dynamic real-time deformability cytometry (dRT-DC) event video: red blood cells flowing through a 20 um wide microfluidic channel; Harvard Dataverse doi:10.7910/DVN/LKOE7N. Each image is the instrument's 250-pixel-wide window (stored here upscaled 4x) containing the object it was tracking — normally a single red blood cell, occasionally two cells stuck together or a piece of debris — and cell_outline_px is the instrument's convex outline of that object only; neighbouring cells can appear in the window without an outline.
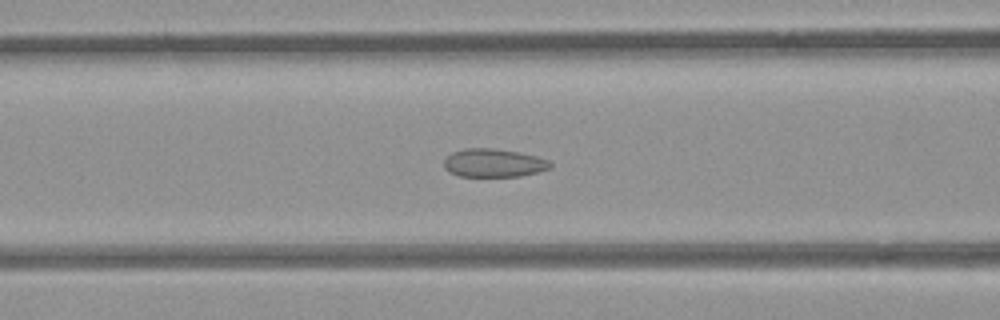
{"species": "common noctule bat (a hibernating species)", "species_latin": "Nyctalus noctula", "temperature_condition": "room temperature", "stored_images_in_passage": 45, "camera_frame_rate_fps": 3000, "um_per_image_px": 0.085, "animal": {"sex": "female", "body_mass_g": 21.9}, "frame": {"image": 1, "passage_image": 14, "time_ms": 4.333, "image_size_px": [1000, 320], "cell_outline_px": [[552, 168], [520, 176], [460, 176], [448, 172], [444, 168], [444, 160], [452, 152], [464, 148], [496, 148], [520, 152], [536, 156], [548, 160], [552, 164]], "centroid_in_image_um": [41.95, 13.84], "position_along_channel_um": 124.6, "area_um2": 17.63}}
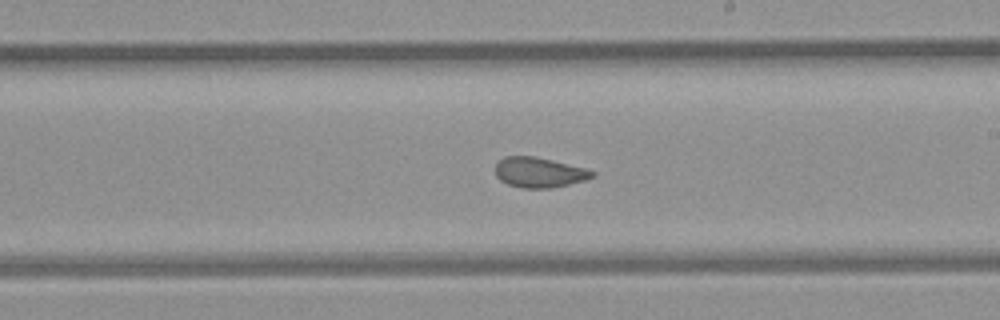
{"frame": {"image": 2, "passage_image": 23, "time_ms": 7.333, "image_size_px": [1000, 320], "cell_outline_px": [[596, 176], [584, 180], [552, 188], [524, 188], [508, 184], [500, 180], [496, 176], [496, 164], [504, 156], [536, 156], [584, 168], [596, 172]], "centroid_in_image_um": [45.83, 14.65], "position_along_channel_um": 243.2, "area_um2": 16.94}}
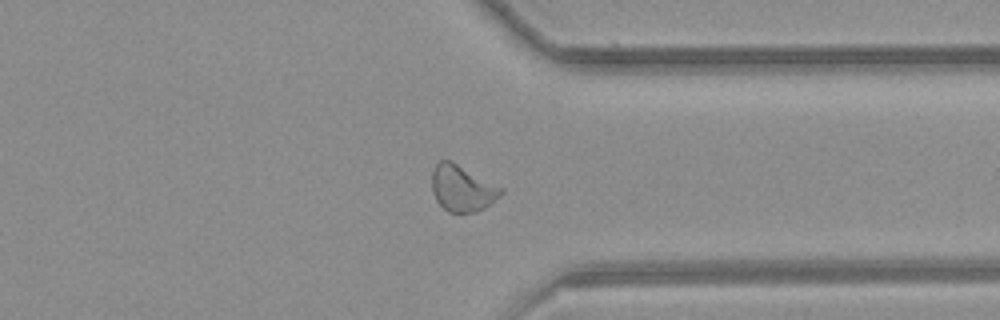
{"frame": {"image": 3, "passage_image": 33, "time_ms": 10.667, "image_size_px": [1000, 320], "cell_outline_px": [[504, 192], [500, 196], [484, 208], [476, 212], [448, 212], [436, 200], [432, 192], [432, 172], [436, 164], [440, 160], [452, 160], [504, 188]], "centroid_in_image_um": [39.29, 15.99], "position_along_channel_um": 372.1, "area_um2": 18.73}, "authors_computed_cell_mechanics": {"area_um2": 18.3804, "velocity_mm_per_s": 3.9521, "shape_relaxation_time_tau1_ms": null, "shape_relaxation_time_tau2_ms": 1.2757, "deformation_change_tau1": null, "deformation_change_tau2": 0.0753}}